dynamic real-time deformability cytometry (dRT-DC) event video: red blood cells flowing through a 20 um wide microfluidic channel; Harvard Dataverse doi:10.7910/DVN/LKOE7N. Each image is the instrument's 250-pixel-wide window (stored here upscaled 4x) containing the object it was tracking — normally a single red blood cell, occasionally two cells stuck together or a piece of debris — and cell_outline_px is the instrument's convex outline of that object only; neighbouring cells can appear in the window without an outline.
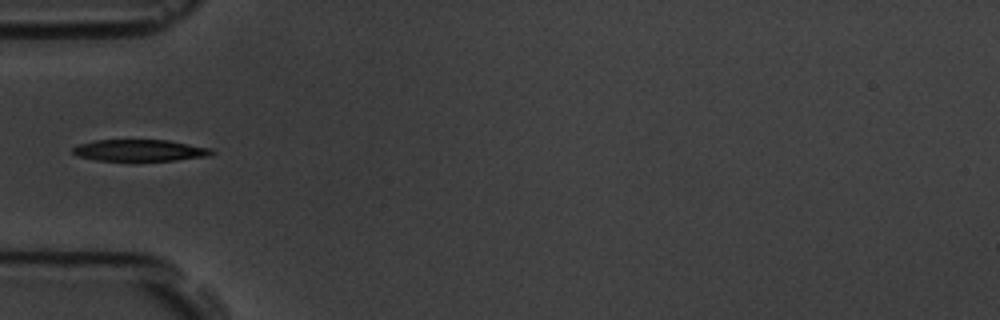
{"species": "common noctule bat (a hibernating species)", "species_latin": "Nyctalus noctula", "temperature_condition": "room temperature", "stored_images_in_passage": 2, "camera_frame_rate_fps": 3000, "um_per_image_px": 0.085, "animal": {"sex": "male", "body_mass_g": 19.5, "forearm_length_mm": 54.6}, "frame": {"image": 1, "passage_image": 1, "time_ms": 0.0, "image_size_px": [1000, 320], "cell_outline_px": [[216, 152], [212, 156], [176, 160], [96, 160], [76, 156], [72, 152], [72, 148], [80, 144], [96, 140], [168, 140], [212, 148]], "centroid_in_image_um": [11.94, 12.78], "position_along_channel_um": 73.1, "area_um2": 17.51}}
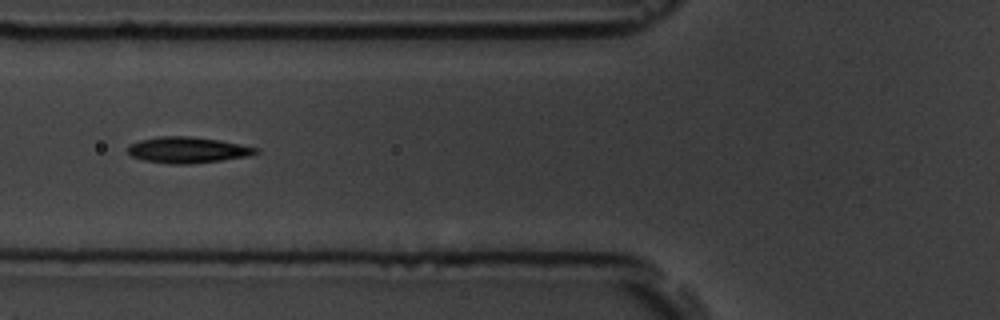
{"frame": {"image": 2, "passage_image": 2, "time_ms": 1.0, "image_size_px": [1000, 320], "cell_outline_px": [[260, 152], [248, 156], [220, 160], [188, 164], [172, 164], [144, 160], [132, 156], [128, 152], [128, 144], [140, 140], [160, 136], [192, 136], [220, 140], [260, 148]], "centroid_in_image_um": [15.96, 12.74], "position_along_channel_um": 109.8, "area_um2": 19.42}}